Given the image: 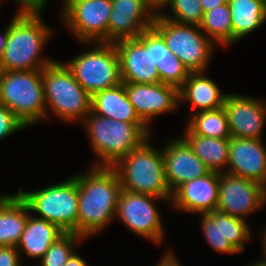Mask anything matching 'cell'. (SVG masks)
Returning <instances> with one entry per match:
<instances>
[{
    "label": "cell",
    "instance_id": "f546056e",
    "mask_svg": "<svg viewBox=\"0 0 266 266\" xmlns=\"http://www.w3.org/2000/svg\"><path fill=\"white\" fill-rule=\"evenodd\" d=\"M82 239L84 237L81 235L73 232H64L53 242L48 251L40 259V266H65L74 253V245Z\"/></svg>",
    "mask_w": 266,
    "mask_h": 266
},
{
    "label": "cell",
    "instance_id": "7bdbcfd3",
    "mask_svg": "<svg viewBox=\"0 0 266 266\" xmlns=\"http://www.w3.org/2000/svg\"><path fill=\"white\" fill-rule=\"evenodd\" d=\"M265 16H266V0H265Z\"/></svg>",
    "mask_w": 266,
    "mask_h": 266
},
{
    "label": "cell",
    "instance_id": "4dcf8cb0",
    "mask_svg": "<svg viewBox=\"0 0 266 266\" xmlns=\"http://www.w3.org/2000/svg\"><path fill=\"white\" fill-rule=\"evenodd\" d=\"M171 9V15L162 14L157 11L163 18L169 19L176 23L199 26L203 17V10L200 0H167L163 5Z\"/></svg>",
    "mask_w": 266,
    "mask_h": 266
},
{
    "label": "cell",
    "instance_id": "277c9868",
    "mask_svg": "<svg viewBox=\"0 0 266 266\" xmlns=\"http://www.w3.org/2000/svg\"><path fill=\"white\" fill-rule=\"evenodd\" d=\"M149 142L147 138L112 167L118 173L123 190L171 200L162 149L157 151Z\"/></svg>",
    "mask_w": 266,
    "mask_h": 266
},
{
    "label": "cell",
    "instance_id": "d590c367",
    "mask_svg": "<svg viewBox=\"0 0 266 266\" xmlns=\"http://www.w3.org/2000/svg\"><path fill=\"white\" fill-rule=\"evenodd\" d=\"M227 2L228 0H200L203 13L212 10L214 7L217 8V6H220Z\"/></svg>",
    "mask_w": 266,
    "mask_h": 266
},
{
    "label": "cell",
    "instance_id": "2e32d148",
    "mask_svg": "<svg viewBox=\"0 0 266 266\" xmlns=\"http://www.w3.org/2000/svg\"><path fill=\"white\" fill-rule=\"evenodd\" d=\"M130 103L138 117L147 125L156 115L176 110L179 89L164 83H124ZM152 118V119H151Z\"/></svg>",
    "mask_w": 266,
    "mask_h": 266
},
{
    "label": "cell",
    "instance_id": "9a60e30c",
    "mask_svg": "<svg viewBox=\"0 0 266 266\" xmlns=\"http://www.w3.org/2000/svg\"><path fill=\"white\" fill-rule=\"evenodd\" d=\"M201 227L207 243L220 253H240L251 237L246 220L214 210L201 214Z\"/></svg>",
    "mask_w": 266,
    "mask_h": 266
},
{
    "label": "cell",
    "instance_id": "6da1fadb",
    "mask_svg": "<svg viewBox=\"0 0 266 266\" xmlns=\"http://www.w3.org/2000/svg\"><path fill=\"white\" fill-rule=\"evenodd\" d=\"M78 182V235H95L116 217L122 190L113 167L92 166L84 174L75 175Z\"/></svg>",
    "mask_w": 266,
    "mask_h": 266
},
{
    "label": "cell",
    "instance_id": "cb8c5ba5",
    "mask_svg": "<svg viewBox=\"0 0 266 266\" xmlns=\"http://www.w3.org/2000/svg\"><path fill=\"white\" fill-rule=\"evenodd\" d=\"M31 215L33 214L29 213L28 221L16 248L18 251L21 249L30 258L41 259L53 242L64 232L57 225Z\"/></svg>",
    "mask_w": 266,
    "mask_h": 266
},
{
    "label": "cell",
    "instance_id": "83f0119b",
    "mask_svg": "<svg viewBox=\"0 0 266 266\" xmlns=\"http://www.w3.org/2000/svg\"><path fill=\"white\" fill-rule=\"evenodd\" d=\"M186 127L196 135L209 138H230L226 112L223 107L193 113Z\"/></svg>",
    "mask_w": 266,
    "mask_h": 266
},
{
    "label": "cell",
    "instance_id": "7a4b0ae2",
    "mask_svg": "<svg viewBox=\"0 0 266 266\" xmlns=\"http://www.w3.org/2000/svg\"><path fill=\"white\" fill-rule=\"evenodd\" d=\"M41 11H20L11 20L0 71L43 69L54 60L41 58L53 31L42 21Z\"/></svg>",
    "mask_w": 266,
    "mask_h": 266
},
{
    "label": "cell",
    "instance_id": "d4e9b609",
    "mask_svg": "<svg viewBox=\"0 0 266 266\" xmlns=\"http://www.w3.org/2000/svg\"><path fill=\"white\" fill-rule=\"evenodd\" d=\"M184 133L182 138L210 171L217 173L225 171L223 167H227L229 161V138L203 137L193 134L187 127Z\"/></svg>",
    "mask_w": 266,
    "mask_h": 266
},
{
    "label": "cell",
    "instance_id": "74e56055",
    "mask_svg": "<svg viewBox=\"0 0 266 266\" xmlns=\"http://www.w3.org/2000/svg\"><path fill=\"white\" fill-rule=\"evenodd\" d=\"M8 28H9V26L6 27L3 34H0V63L2 60L3 52L5 49V45H6V41H7V37H8Z\"/></svg>",
    "mask_w": 266,
    "mask_h": 266
},
{
    "label": "cell",
    "instance_id": "ab89813d",
    "mask_svg": "<svg viewBox=\"0 0 266 266\" xmlns=\"http://www.w3.org/2000/svg\"><path fill=\"white\" fill-rule=\"evenodd\" d=\"M266 258L260 259L259 261L257 260V262H253L252 265L250 266H266Z\"/></svg>",
    "mask_w": 266,
    "mask_h": 266
},
{
    "label": "cell",
    "instance_id": "9c48e42d",
    "mask_svg": "<svg viewBox=\"0 0 266 266\" xmlns=\"http://www.w3.org/2000/svg\"><path fill=\"white\" fill-rule=\"evenodd\" d=\"M94 49L74 57L66 66L91 96L118 86L121 81L119 58L114 43L94 42Z\"/></svg>",
    "mask_w": 266,
    "mask_h": 266
},
{
    "label": "cell",
    "instance_id": "5bb4252c",
    "mask_svg": "<svg viewBox=\"0 0 266 266\" xmlns=\"http://www.w3.org/2000/svg\"><path fill=\"white\" fill-rule=\"evenodd\" d=\"M111 4L108 43L136 38L153 26L157 11L147 0H111Z\"/></svg>",
    "mask_w": 266,
    "mask_h": 266
},
{
    "label": "cell",
    "instance_id": "e575fe53",
    "mask_svg": "<svg viewBox=\"0 0 266 266\" xmlns=\"http://www.w3.org/2000/svg\"><path fill=\"white\" fill-rule=\"evenodd\" d=\"M158 265L156 266H180L178 259H176L175 255L169 251L166 252L165 255L162 256V259H160Z\"/></svg>",
    "mask_w": 266,
    "mask_h": 266
},
{
    "label": "cell",
    "instance_id": "1f68e13d",
    "mask_svg": "<svg viewBox=\"0 0 266 266\" xmlns=\"http://www.w3.org/2000/svg\"><path fill=\"white\" fill-rule=\"evenodd\" d=\"M26 126L0 102V140L6 138Z\"/></svg>",
    "mask_w": 266,
    "mask_h": 266
},
{
    "label": "cell",
    "instance_id": "836d02e7",
    "mask_svg": "<svg viewBox=\"0 0 266 266\" xmlns=\"http://www.w3.org/2000/svg\"><path fill=\"white\" fill-rule=\"evenodd\" d=\"M20 5V11H43L44 0H14ZM43 9V10H42Z\"/></svg>",
    "mask_w": 266,
    "mask_h": 266
},
{
    "label": "cell",
    "instance_id": "d6a6232c",
    "mask_svg": "<svg viewBox=\"0 0 266 266\" xmlns=\"http://www.w3.org/2000/svg\"><path fill=\"white\" fill-rule=\"evenodd\" d=\"M20 254L15 246H0V266H21Z\"/></svg>",
    "mask_w": 266,
    "mask_h": 266
},
{
    "label": "cell",
    "instance_id": "3957f363",
    "mask_svg": "<svg viewBox=\"0 0 266 266\" xmlns=\"http://www.w3.org/2000/svg\"><path fill=\"white\" fill-rule=\"evenodd\" d=\"M87 135L98 164L94 166L112 167L122 157L140 146L150 136L145 123H127L101 117L90 112L84 121Z\"/></svg>",
    "mask_w": 266,
    "mask_h": 266
},
{
    "label": "cell",
    "instance_id": "8fae6325",
    "mask_svg": "<svg viewBox=\"0 0 266 266\" xmlns=\"http://www.w3.org/2000/svg\"><path fill=\"white\" fill-rule=\"evenodd\" d=\"M163 198L121 190L116 214L134 234L153 241L155 244L163 240V226L160 212L155 200Z\"/></svg>",
    "mask_w": 266,
    "mask_h": 266
},
{
    "label": "cell",
    "instance_id": "8992f818",
    "mask_svg": "<svg viewBox=\"0 0 266 266\" xmlns=\"http://www.w3.org/2000/svg\"><path fill=\"white\" fill-rule=\"evenodd\" d=\"M0 102L26 127L45 120L42 69L0 71Z\"/></svg>",
    "mask_w": 266,
    "mask_h": 266
},
{
    "label": "cell",
    "instance_id": "44dd1931",
    "mask_svg": "<svg viewBox=\"0 0 266 266\" xmlns=\"http://www.w3.org/2000/svg\"><path fill=\"white\" fill-rule=\"evenodd\" d=\"M226 96L205 72L189 73L179 88V102H190L194 110L197 108L195 113L223 107Z\"/></svg>",
    "mask_w": 266,
    "mask_h": 266
},
{
    "label": "cell",
    "instance_id": "4fadbf2b",
    "mask_svg": "<svg viewBox=\"0 0 266 266\" xmlns=\"http://www.w3.org/2000/svg\"><path fill=\"white\" fill-rule=\"evenodd\" d=\"M218 193L216 210L244 220L266 204V187L226 171L219 173Z\"/></svg>",
    "mask_w": 266,
    "mask_h": 266
},
{
    "label": "cell",
    "instance_id": "60d3db41",
    "mask_svg": "<svg viewBox=\"0 0 266 266\" xmlns=\"http://www.w3.org/2000/svg\"><path fill=\"white\" fill-rule=\"evenodd\" d=\"M264 241H262V245H263V253H264V256L266 255V231H264V234H263V238H262ZM266 258V257H265Z\"/></svg>",
    "mask_w": 266,
    "mask_h": 266
},
{
    "label": "cell",
    "instance_id": "ba28073f",
    "mask_svg": "<svg viewBox=\"0 0 266 266\" xmlns=\"http://www.w3.org/2000/svg\"><path fill=\"white\" fill-rule=\"evenodd\" d=\"M152 27L189 73L206 70L216 43L200 32L199 26L176 23L156 13Z\"/></svg>",
    "mask_w": 266,
    "mask_h": 266
},
{
    "label": "cell",
    "instance_id": "484cf974",
    "mask_svg": "<svg viewBox=\"0 0 266 266\" xmlns=\"http://www.w3.org/2000/svg\"><path fill=\"white\" fill-rule=\"evenodd\" d=\"M233 44L259 28L265 21V0H228Z\"/></svg>",
    "mask_w": 266,
    "mask_h": 266
},
{
    "label": "cell",
    "instance_id": "603a6c76",
    "mask_svg": "<svg viewBox=\"0 0 266 266\" xmlns=\"http://www.w3.org/2000/svg\"><path fill=\"white\" fill-rule=\"evenodd\" d=\"M27 204L16 194L0 195V246H17L28 221Z\"/></svg>",
    "mask_w": 266,
    "mask_h": 266
},
{
    "label": "cell",
    "instance_id": "d6986e66",
    "mask_svg": "<svg viewBox=\"0 0 266 266\" xmlns=\"http://www.w3.org/2000/svg\"><path fill=\"white\" fill-rule=\"evenodd\" d=\"M162 153L165 177L171 193L184 182L210 172L182 137L167 143Z\"/></svg>",
    "mask_w": 266,
    "mask_h": 266
},
{
    "label": "cell",
    "instance_id": "f1b7e54d",
    "mask_svg": "<svg viewBox=\"0 0 266 266\" xmlns=\"http://www.w3.org/2000/svg\"><path fill=\"white\" fill-rule=\"evenodd\" d=\"M214 43L228 46L233 44V31L228 3L217 6L203 14L199 25Z\"/></svg>",
    "mask_w": 266,
    "mask_h": 266
},
{
    "label": "cell",
    "instance_id": "4316f807",
    "mask_svg": "<svg viewBox=\"0 0 266 266\" xmlns=\"http://www.w3.org/2000/svg\"><path fill=\"white\" fill-rule=\"evenodd\" d=\"M152 57L159 73L160 82L180 88L187 80L189 71L166 46L163 37L152 27Z\"/></svg>",
    "mask_w": 266,
    "mask_h": 266
},
{
    "label": "cell",
    "instance_id": "7402d4cb",
    "mask_svg": "<svg viewBox=\"0 0 266 266\" xmlns=\"http://www.w3.org/2000/svg\"><path fill=\"white\" fill-rule=\"evenodd\" d=\"M91 112L127 123H144L130 103L124 83L94 93L91 96Z\"/></svg>",
    "mask_w": 266,
    "mask_h": 266
},
{
    "label": "cell",
    "instance_id": "ac0fdd59",
    "mask_svg": "<svg viewBox=\"0 0 266 266\" xmlns=\"http://www.w3.org/2000/svg\"><path fill=\"white\" fill-rule=\"evenodd\" d=\"M227 167L226 172L266 187V147L262 140L231 136Z\"/></svg>",
    "mask_w": 266,
    "mask_h": 266
},
{
    "label": "cell",
    "instance_id": "7c38bea8",
    "mask_svg": "<svg viewBox=\"0 0 266 266\" xmlns=\"http://www.w3.org/2000/svg\"><path fill=\"white\" fill-rule=\"evenodd\" d=\"M122 83H159L160 77L152 57V27L136 38L114 43Z\"/></svg>",
    "mask_w": 266,
    "mask_h": 266
},
{
    "label": "cell",
    "instance_id": "ffe728a7",
    "mask_svg": "<svg viewBox=\"0 0 266 266\" xmlns=\"http://www.w3.org/2000/svg\"><path fill=\"white\" fill-rule=\"evenodd\" d=\"M219 192V173L208 174L184 182L178 186L171 196L176 210L191 213H210L217 209Z\"/></svg>",
    "mask_w": 266,
    "mask_h": 266
},
{
    "label": "cell",
    "instance_id": "8d00e7d4",
    "mask_svg": "<svg viewBox=\"0 0 266 266\" xmlns=\"http://www.w3.org/2000/svg\"><path fill=\"white\" fill-rule=\"evenodd\" d=\"M65 266H89L86 262L82 259L81 255H78L77 252H74L72 256L69 258Z\"/></svg>",
    "mask_w": 266,
    "mask_h": 266
},
{
    "label": "cell",
    "instance_id": "5b68a950",
    "mask_svg": "<svg viewBox=\"0 0 266 266\" xmlns=\"http://www.w3.org/2000/svg\"><path fill=\"white\" fill-rule=\"evenodd\" d=\"M44 100L47 110L67 122L84 121L91 112V95L76 81L63 62L53 61L42 69ZM49 105V106H47ZM50 107V109H47Z\"/></svg>",
    "mask_w": 266,
    "mask_h": 266
},
{
    "label": "cell",
    "instance_id": "f35d334b",
    "mask_svg": "<svg viewBox=\"0 0 266 266\" xmlns=\"http://www.w3.org/2000/svg\"><path fill=\"white\" fill-rule=\"evenodd\" d=\"M155 9L156 11L164 9L163 5L166 3L167 0H147Z\"/></svg>",
    "mask_w": 266,
    "mask_h": 266
},
{
    "label": "cell",
    "instance_id": "52a82bcc",
    "mask_svg": "<svg viewBox=\"0 0 266 266\" xmlns=\"http://www.w3.org/2000/svg\"><path fill=\"white\" fill-rule=\"evenodd\" d=\"M17 193L38 218L57 225L63 232L78 234V182L76 176L37 191Z\"/></svg>",
    "mask_w": 266,
    "mask_h": 266
},
{
    "label": "cell",
    "instance_id": "e0dca14e",
    "mask_svg": "<svg viewBox=\"0 0 266 266\" xmlns=\"http://www.w3.org/2000/svg\"><path fill=\"white\" fill-rule=\"evenodd\" d=\"M263 101L260 98L227 94L223 108L232 137L261 140L266 120V105Z\"/></svg>",
    "mask_w": 266,
    "mask_h": 266
},
{
    "label": "cell",
    "instance_id": "30bf717a",
    "mask_svg": "<svg viewBox=\"0 0 266 266\" xmlns=\"http://www.w3.org/2000/svg\"><path fill=\"white\" fill-rule=\"evenodd\" d=\"M63 21L81 42H107L111 0H70L63 7Z\"/></svg>",
    "mask_w": 266,
    "mask_h": 266
},
{
    "label": "cell",
    "instance_id": "b9f144b4",
    "mask_svg": "<svg viewBox=\"0 0 266 266\" xmlns=\"http://www.w3.org/2000/svg\"><path fill=\"white\" fill-rule=\"evenodd\" d=\"M47 1H48V0H44V8L46 7ZM69 1H70V0H64V2H63V3H64L63 6L66 5Z\"/></svg>",
    "mask_w": 266,
    "mask_h": 266
}]
</instances>
